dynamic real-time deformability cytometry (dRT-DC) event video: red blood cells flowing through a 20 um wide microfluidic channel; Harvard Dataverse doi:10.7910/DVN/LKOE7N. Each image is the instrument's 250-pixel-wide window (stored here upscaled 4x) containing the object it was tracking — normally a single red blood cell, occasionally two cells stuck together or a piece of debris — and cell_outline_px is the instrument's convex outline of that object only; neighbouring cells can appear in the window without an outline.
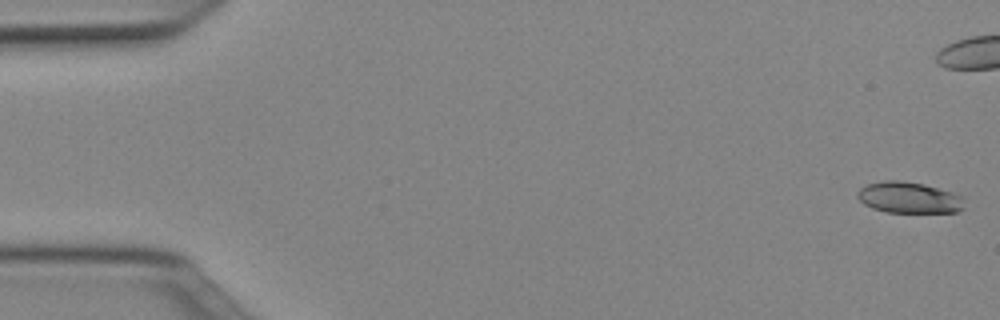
{"species": "Egyptian fruit bat (a non-hibernating species)", "species_latin": "Rousettus aegyptiacus", "temperature_condition": "cold", "stored_images_in_passage": 10, "camera_frame_rate_fps": 3000, "um_per_image_px": 0.085, "animal": {"sex": "female"}, "frame": {"image": 1, "passage_image": 1, "time_ms": 0.0, "image_size_px": [1000, 320], "cell_outline_px": [[964, 208], [960, 212], [888, 212], [872, 208], [864, 204], [856, 196], [856, 192], [860, 188], [868, 184], [888, 180], [900, 180], [924, 184], [952, 192], [964, 196]], "centroid_in_image_um": [77.29, 16.8], "position_along_channel_um": 7.7, "area_um2": 19.54}}